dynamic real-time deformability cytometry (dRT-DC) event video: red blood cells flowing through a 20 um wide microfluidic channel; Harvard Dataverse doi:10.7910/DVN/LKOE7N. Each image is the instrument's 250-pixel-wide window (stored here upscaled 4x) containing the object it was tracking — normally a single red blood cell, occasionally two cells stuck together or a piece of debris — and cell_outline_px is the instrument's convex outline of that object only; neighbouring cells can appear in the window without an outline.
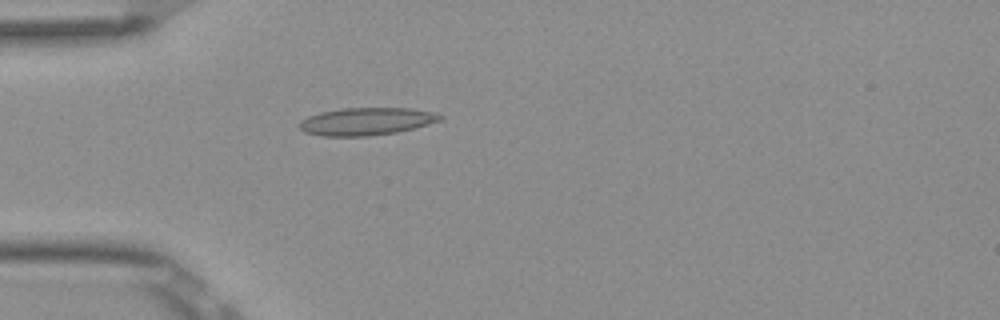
{"species": "Egyptian fruit bat (a non-hibernating species)", "species_latin": "Rousettus aegyptiacus", "temperature_condition": "room temperature", "stored_images_in_passage": 1, "camera_frame_rate_fps": 3000, "um_per_image_px": 0.085, "frame": {"image": 1, "passage_image": 1, "time_ms": 0.0, "image_size_px": [1000, 320], "cell_outline_px": [[444, 116], [440, 120], [428, 124], [396, 132], [368, 136], [324, 136], [304, 132], [296, 124], [300, 120], [308, 116], [320, 112], [344, 108], [412, 108], [432, 112]], "centroid_in_image_um": [31.09, 10.31], "position_along_channel_um": 53.9, "area_um2": 22.54}}